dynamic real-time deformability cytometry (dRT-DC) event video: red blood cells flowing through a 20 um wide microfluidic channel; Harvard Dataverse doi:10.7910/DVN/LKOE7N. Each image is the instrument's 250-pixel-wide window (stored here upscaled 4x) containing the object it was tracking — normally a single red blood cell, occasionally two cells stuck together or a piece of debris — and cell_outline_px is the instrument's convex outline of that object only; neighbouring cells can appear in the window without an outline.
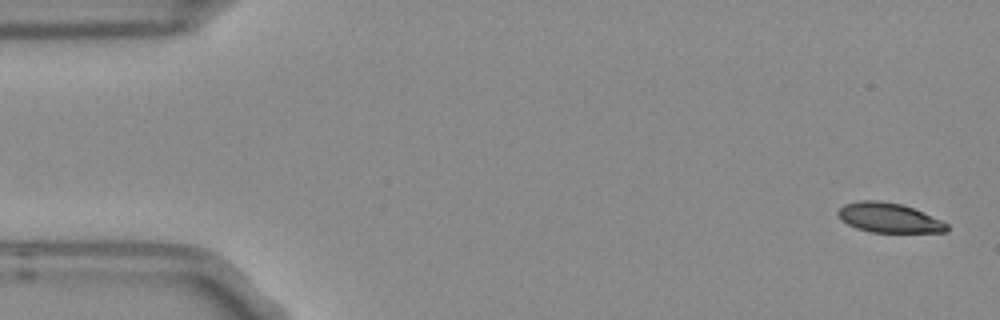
{"species": "Egyptian fruit bat (a non-hibernating species)", "species_latin": "Rousettus aegyptiacus", "temperature_condition": "room temperature", "stored_images_in_passage": 4, "camera_frame_rate_fps": 3000, "um_per_image_px": 0.085, "frame": {"image": 1, "passage_image": 1, "time_ms": 0.0, "image_size_px": [1000, 320], "cell_outline_px": [[948, 232], [872, 232], [856, 228], [848, 224], [836, 212], [844, 204], [860, 200], [880, 200], [900, 204], [912, 208], [940, 220], [948, 224]], "centroid_in_image_um": [75.55, 18.51], "position_along_channel_um": 9.5, "area_um2": 18.5}}
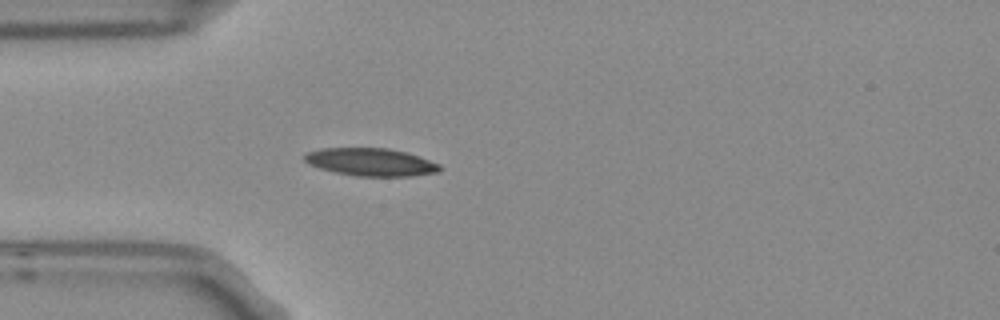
{"frame": {"image": 2, "passage_image": 4, "time_ms": 1.0, "image_size_px": [1000, 320], "cell_outline_px": [[440, 172], [412, 176], [356, 176], [336, 172], [320, 168], [304, 160], [304, 156], [308, 152], [320, 148], [388, 148], [408, 152], [420, 156], [440, 164]], "centroid_in_image_um": [31.58, 13.77], "position_along_channel_um": 53.4, "area_um2": 21.85}}